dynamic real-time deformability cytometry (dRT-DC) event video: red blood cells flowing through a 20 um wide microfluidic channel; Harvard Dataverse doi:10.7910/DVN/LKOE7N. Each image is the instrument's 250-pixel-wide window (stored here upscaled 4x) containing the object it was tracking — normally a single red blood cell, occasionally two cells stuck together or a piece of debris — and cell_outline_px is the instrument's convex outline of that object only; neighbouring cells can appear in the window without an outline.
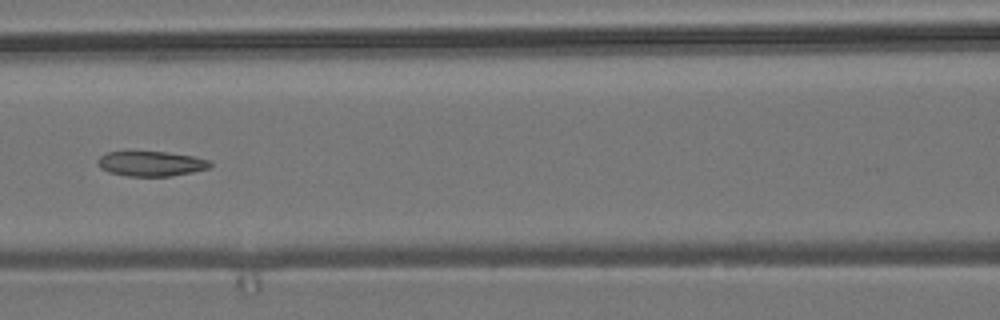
{"species": "common noctule bat (a hibernating species)", "species_latin": "Nyctalus noctula", "temperature_condition": "room temperature", "stored_images_in_passage": 6, "camera_frame_rate_fps": 3000, "um_per_image_px": 0.085, "animal": {"sex": "male", "body_mass_g": 19.2, "forearm_length_mm": 51.8}, "frame": {"image": 1, "passage_image": 6, "time_ms": 1.667, "image_size_px": [1000, 320], "cell_outline_px": [[212, 164], [208, 168], [192, 172], [172, 176], [128, 176], [108, 172], [100, 168], [96, 164], [96, 160], [100, 156], [108, 152], [164, 152], [192, 156], [212, 160]], "centroid_in_image_um": [12.82, 13.92], "position_along_channel_um": 153.8, "area_um2": 16.36}}